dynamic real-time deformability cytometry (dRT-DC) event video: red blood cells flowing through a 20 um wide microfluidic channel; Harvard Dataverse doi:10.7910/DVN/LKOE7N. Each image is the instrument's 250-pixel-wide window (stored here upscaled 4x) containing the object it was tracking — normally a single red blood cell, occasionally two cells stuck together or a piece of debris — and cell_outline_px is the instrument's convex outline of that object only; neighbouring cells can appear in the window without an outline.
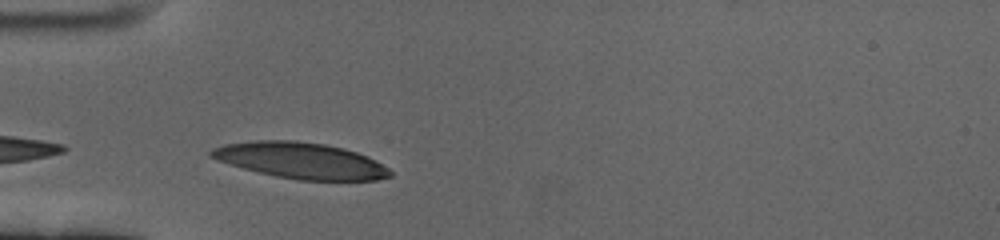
{"species": "human", "species_latin": "Homo sapiens", "temperature_condition": "cold", "stored_images_in_passage": 33, "camera_frame_rate_fps": 3000, "um_per_image_px": 0.085, "donor": {"sex": "female"}, "frame": {"image": 1, "passage_image": 1, "time_ms": 0.0, "image_size_px": [1000, 240], "cell_outline_px": [[392, 176], [376, 180], [300, 180], [276, 176], [244, 168], [216, 160], [208, 156], [208, 152], [212, 148], [224, 144], [256, 140], [292, 140], [324, 144], [344, 148], [368, 156], [376, 160], [388, 168], [392, 172]], "centroid_in_image_um": [25.56, 13.64], "position_along_channel_um": 59.4, "area_um2": 37.57}}
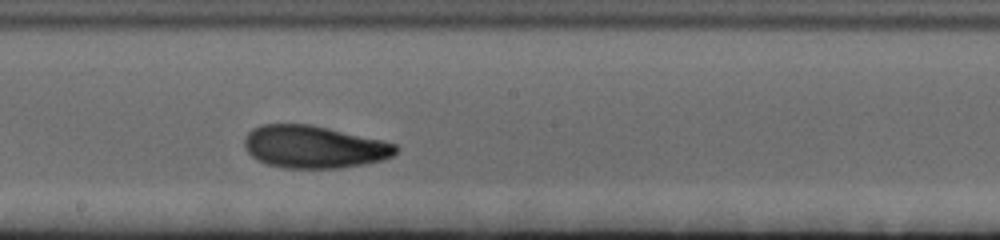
{"frame": {"image": 2, "passage_image": 16, "time_ms": 5.0, "image_size_px": [1000, 240], "cell_outline_px": [[400, 148], [392, 156], [384, 160], [364, 164], [340, 168], [284, 168], [268, 164], [256, 160], [248, 152], [244, 144], [244, 136], [252, 128], [260, 124], [308, 124], [328, 128], [384, 140], [396, 144]], "centroid_in_image_um": [26.69, 12.48], "position_along_channel_um": 221.5, "area_um2": 37.74}}
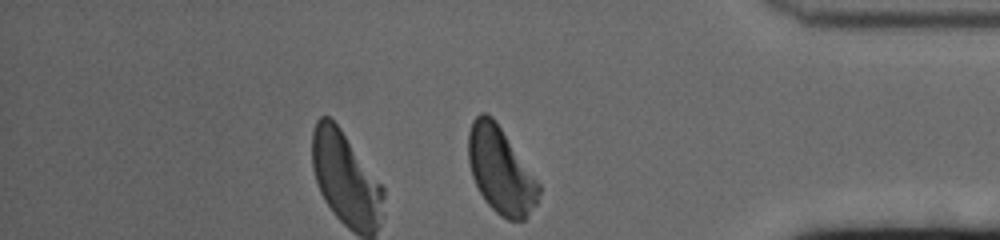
{"frame": {"image": 3, "passage_image": 33, "time_ms": 10.667, "image_size_px": [1000, 240], "cell_outline_px": [[540, 192], [536, 204], [528, 216], [524, 220], [508, 220], [500, 216], [484, 200], [472, 176], [468, 160], [468, 132], [472, 120], [480, 112], [484, 112], [492, 116], [540, 184]], "centroid_in_image_um": [42.54, 14.49], "position_along_channel_um": 392.7, "area_um2": 35.2}, "authors_computed_cell_mechanics": {"area_um2": 36.7608, "velocity_mm_per_s": 3.3594, "shape_relaxation_time_tau1_ms": 4.1598, "shape_relaxation_time_tau2_ms": 2.5611, "deformation_change_tau1": 0.1789, "deformation_change_tau2": 0.0883}}